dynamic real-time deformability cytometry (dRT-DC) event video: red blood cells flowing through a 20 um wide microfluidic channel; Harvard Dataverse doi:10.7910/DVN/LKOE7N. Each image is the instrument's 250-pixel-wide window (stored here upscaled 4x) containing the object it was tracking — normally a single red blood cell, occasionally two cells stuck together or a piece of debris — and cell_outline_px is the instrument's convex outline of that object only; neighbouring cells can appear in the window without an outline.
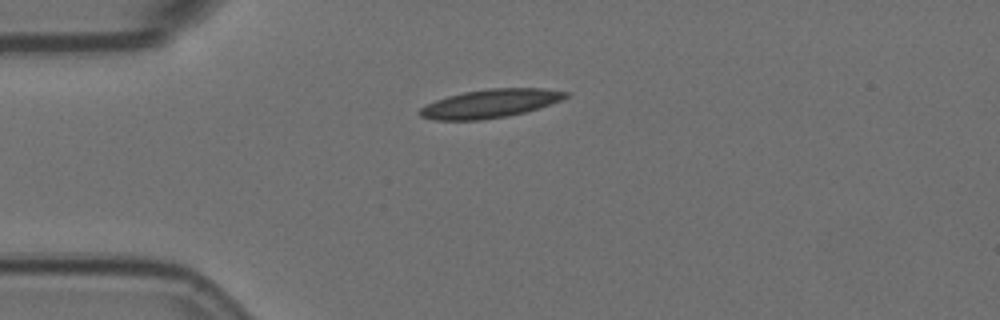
{"species": "Egyptian fruit bat (a non-hibernating species)", "species_latin": "Rousettus aegyptiacus", "temperature_condition": "room temperature", "stored_images_in_passage": 4, "camera_frame_rate_fps": 3000, "um_per_image_px": 0.085, "animal": {"sex": "female"}, "frame": {"image": 1, "passage_image": 4, "time_ms": 1.0, "image_size_px": [1000, 320], "cell_outline_px": [[572, 92], [564, 100], [524, 112], [508, 116], [480, 120], [432, 120], [420, 116], [416, 112], [420, 108], [436, 100], [448, 96], [464, 92], [488, 88], [544, 88]], "centroid_in_image_um": [41.69, 8.8], "position_along_channel_um": 43.3, "area_um2": 24.39}}